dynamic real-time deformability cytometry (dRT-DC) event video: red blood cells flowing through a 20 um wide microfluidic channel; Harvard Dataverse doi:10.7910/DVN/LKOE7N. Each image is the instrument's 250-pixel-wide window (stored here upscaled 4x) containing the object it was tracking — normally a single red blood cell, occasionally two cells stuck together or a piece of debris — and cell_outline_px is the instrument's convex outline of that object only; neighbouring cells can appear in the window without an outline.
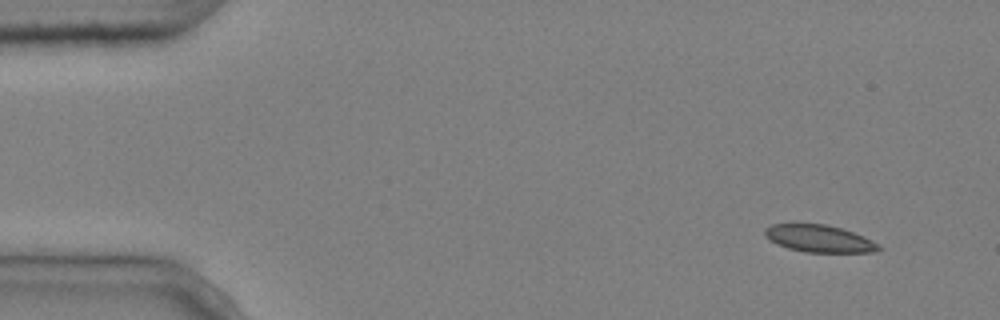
{"species": "common noctule bat (a hibernating species)", "species_latin": "Nyctalus noctula", "temperature_condition": "cold", "stored_images_in_passage": 4, "camera_frame_rate_fps": 3000, "um_per_image_px": 0.085, "animal": {"sex": "male", "body_mass_g": 20.4}, "frame": {"image": 1, "passage_image": 1, "time_ms": 0.0, "image_size_px": [1000, 320], "cell_outline_px": [[884, 248], [876, 252], [804, 252], [788, 248], [776, 244], [764, 236], [764, 228], [772, 224], [824, 224], [840, 228], [864, 236], [880, 244]], "centroid_in_image_um": [69.64, 20.29], "position_along_channel_um": 15.4, "area_um2": 18.15}}
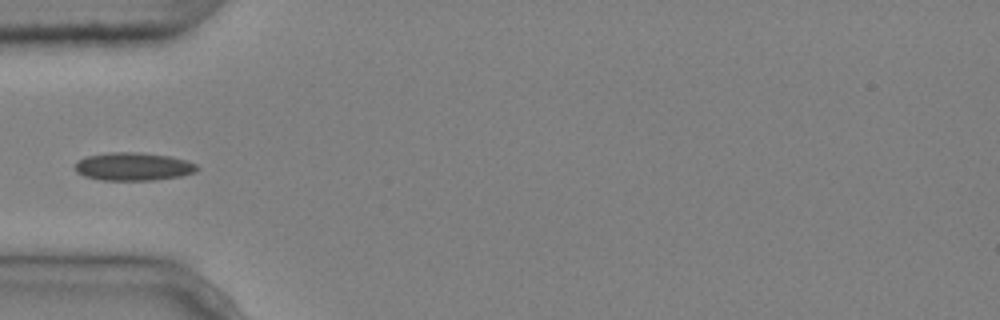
{"frame": {"image": 2, "passage_image": 4, "time_ms": 1.0, "image_size_px": [1000, 320], "cell_outline_px": [[200, 168], [196, 172], [180, 176], [152, 180], [100, 180], [84, 176], [76, 172], [76, 164], [80, 160], [88, 156], [108, 152], [136, 152], [172, 156], [196, 164]], "centroid_in_image_um": [11.35, 14.16], "position_along_channel_um": 73.6, "area_um2": 19.88}}